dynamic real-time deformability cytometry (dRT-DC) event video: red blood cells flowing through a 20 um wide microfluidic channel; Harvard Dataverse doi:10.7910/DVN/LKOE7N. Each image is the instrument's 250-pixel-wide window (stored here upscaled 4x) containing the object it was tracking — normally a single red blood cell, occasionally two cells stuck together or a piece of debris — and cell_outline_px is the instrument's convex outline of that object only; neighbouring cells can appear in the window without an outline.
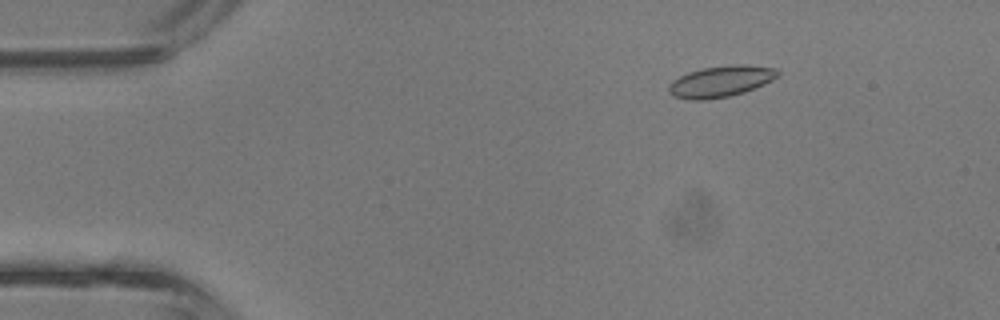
{"species": "common noctule bat (a hibernating species)", "species_latin": "Nyctalus noctula", "temperature_condition": "room temperature", "stored_images_in_passage": 37, "camera_frame_rate_fps": 3000, "um_per_image_px": 0.085, "animal": {"sex": "male", "body_mass_g": 13.3}, "frame": {"image": 1, "passage_image": 2, "time_ms": 0.333, "image_size_px": [1000, 320], "cell_outline_px": [[780, 76], [764, 84], [744, 92], [728, 96], [704, 100], [688, 100], [672, 96], [668, 92], [668, 84], [672, 80], [688, 72], [700, 68], [732, 64], [748, 64], [776, 68], [780, 72]], "centroid_in_image_um": [61.25, 6.91], "position_along_channel_um": 23.7, "area_um2": 20.17}}
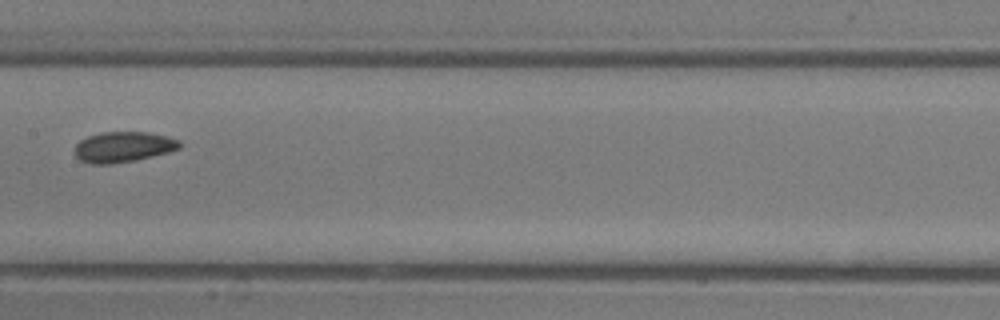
{"frame": {"image": 2, "passage_image": 17, "time_ms": 5.333, "image_size_px": [1000, 320], "cell_outline_px": [[180, 148], [168, 152], [136, 160], [112, 164], [92, 164], [80, 160], [76, 156], [76, 144], [80, 140], [88, 136], [100, 132], [148, 132], [180, 140]], "centroid_in_image_um": [10.46, 12.49], "position_along_channel_um": 196.9, "area_um2": 18.55}}
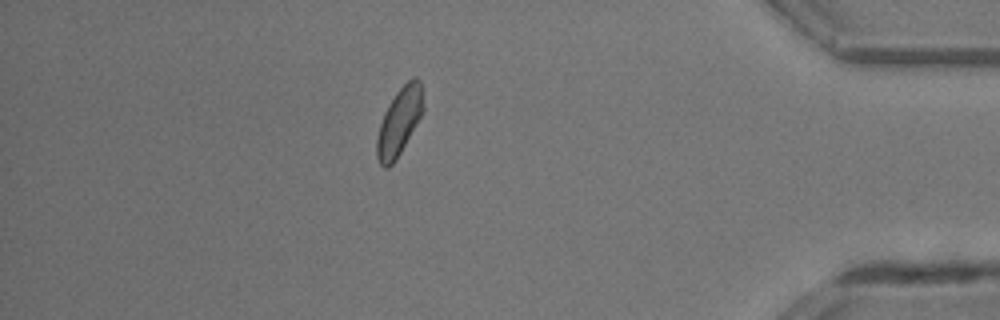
{"frame": {"image": 3, "passage_image": 32, "time_ms": 10.333, "image_size_px": [1000, 320], "cell_outline_px": [[424, 108], [416, 124], [396, 160], [388, 168], [384, 168], [380, 164], [376, 156], [376, 140], [380, 124], [384, 112], [388, 104], [396, 92], [412, 76], [416, 76], [420, 80]], "centroid_in_image_um": [33.92, 10.33], "position_along_channel_um": 401.3, "area_um2": 18.09}, "authors_computed_cell_mechanics": {"area_um2": 18.5538, "velocity_mm_per_s": 4.9623, "shape_relaxation_time_tau1_ms": 3.0746, "shape_relaxation_time_tau2_ms": null, "deformation_change_tau1": 0.063, "deformation_change_tau2": null}}